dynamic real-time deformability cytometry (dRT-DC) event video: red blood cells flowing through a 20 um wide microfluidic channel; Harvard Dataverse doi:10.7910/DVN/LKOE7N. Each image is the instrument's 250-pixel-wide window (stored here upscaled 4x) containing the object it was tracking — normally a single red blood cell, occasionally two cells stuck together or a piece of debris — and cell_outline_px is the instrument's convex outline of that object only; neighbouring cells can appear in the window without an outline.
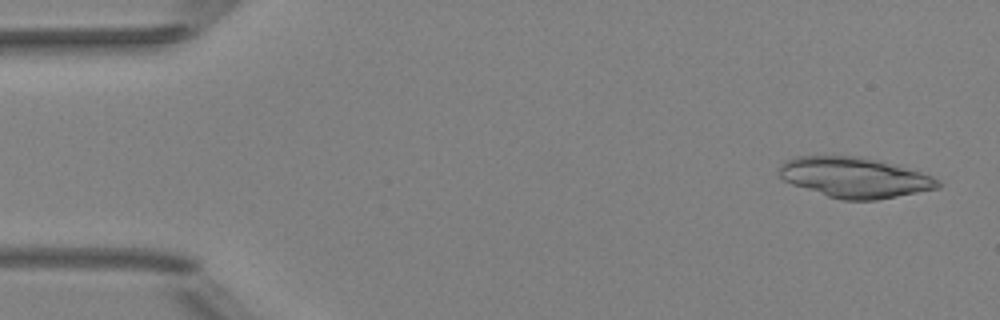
{"species": "Egyptian fruit bat (a non-hibernating species)", "species_latin": "Rousettus aegyptiacus", "temperature_condition": "room temperature", "stored_images_in_passage": 9, "camera_frame_rate_fps": 3000, "um_per_image_px": 0.085, "animal": {"sex": "female"}, "frame": {"image": 1, "passage_image": 2, "time_ms": 0.333, "image_size_px": [1000, 320], "cell_outline_px": [[940, 188], [876, 200], [844, 200], [828, 196], [792, 184], [784, 180], [780, 176], [780, 164], [784, 160], [792, 156], [856, 156], [920, 172], [932, 176], [940, 180]], "centroid_in_image_um": [72.61, 15.09], "position_along_channel_um": 12.4, "area_um2": 36.76}}